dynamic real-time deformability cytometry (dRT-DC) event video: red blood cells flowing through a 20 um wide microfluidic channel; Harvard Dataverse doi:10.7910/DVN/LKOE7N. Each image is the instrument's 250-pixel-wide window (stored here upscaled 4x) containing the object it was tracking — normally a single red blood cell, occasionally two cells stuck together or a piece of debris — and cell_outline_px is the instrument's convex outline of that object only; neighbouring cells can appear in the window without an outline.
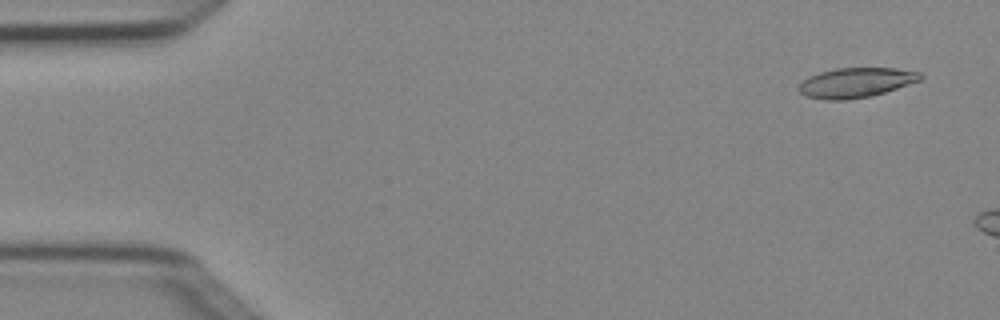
{"species": "Egyptian fruit bat (a non-hibernating species)", "species_latin": "Rousettus aegyptiacus", "temperature_condition": "cold", "stored_images_in_passage": 3, "camera_frame_rate_fps": 3000, "um_per_image_px": 0.085, "animal": {"sex": "female"}, "frame": {"image": 1, "passage_image": 1, "time_ms": 0.0, "image_size_px": [1000, 320], "cell_outline_px": [[924, 76], [920, 80], [872, 96], [848, 100], [824, 100], [804, 96], [800, 92], [800, 84], [808, 76], [820, 72], [836, 68], [896, 68], [920, 72]], "centroid_in_image_um": [72.74, 7.03], "position_along_channel_um": 12.3, "area_um2": 21.1}}